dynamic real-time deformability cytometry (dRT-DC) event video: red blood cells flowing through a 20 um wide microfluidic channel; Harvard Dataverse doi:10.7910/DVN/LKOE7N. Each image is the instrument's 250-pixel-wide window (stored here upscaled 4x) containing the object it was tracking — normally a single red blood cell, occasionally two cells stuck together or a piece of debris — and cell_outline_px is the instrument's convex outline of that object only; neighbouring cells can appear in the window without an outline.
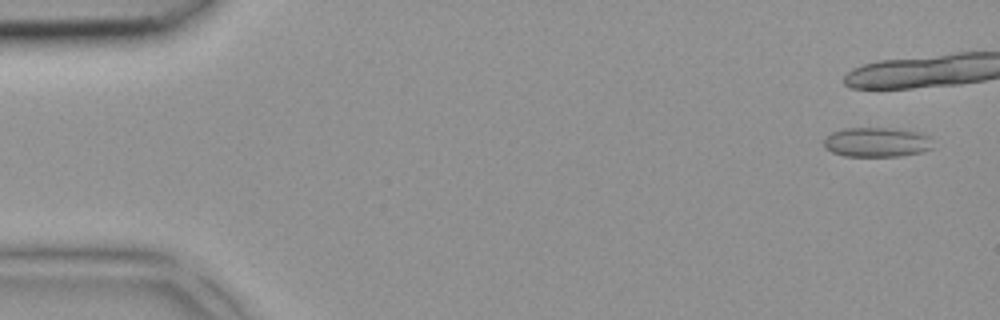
{"species": "common noctule bat (a hibernating species)", "species_latin": "Nyctalus noctula", "temperature_condition": "room temperature", "stored_images_in_passage": 6, "camera_frame_rate_fps": 3000, "um_per_image_px": 0.085, "animal": {"sex": "female", "body_mass_g": 18.4}, "frame": {"image": 1, "passage_image": 1, "time_ms": 0.0, "image_size_px": [1000, 320], "cell_outline_px": [[932, 148], [920, 152], [900, 156], [844, 156], [832, 152], [824, 148], [824, 140], [832, 132], [844, 128], [888, 128], [920, 132], [928, 136]], "centroid_in_image_um": [74.49, 12.09], "position_along_channel_um": 10.5, "area_um2": 18.67}}